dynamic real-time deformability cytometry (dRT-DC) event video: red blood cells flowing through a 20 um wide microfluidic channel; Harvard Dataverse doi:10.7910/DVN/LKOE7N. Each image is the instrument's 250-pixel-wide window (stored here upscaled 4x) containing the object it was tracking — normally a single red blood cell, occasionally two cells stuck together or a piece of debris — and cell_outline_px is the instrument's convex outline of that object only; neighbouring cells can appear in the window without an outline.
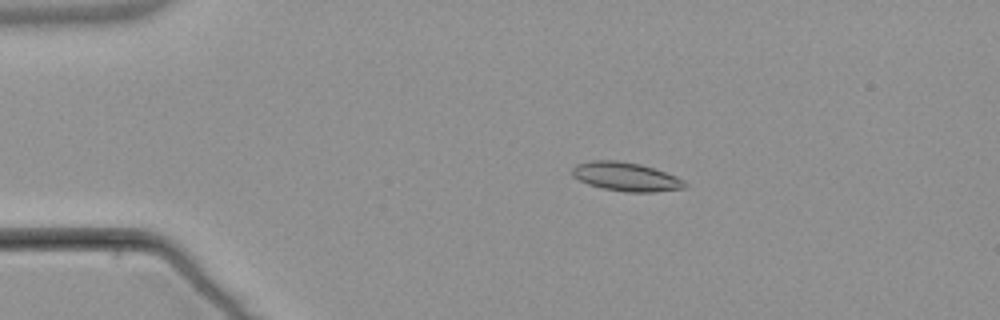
{"species": "common noctule bat (a hibernating species)", "species_latin": "Nyctalus noctula", "temperature_condition": "warm", "stored_images_in_passage": 7, "camera_frame_rate_fps": 3000, "um_per_image_px": 0.085, "animal": {"sex": "male", "body_mass_g": 21.5, "forearm_length_mm": 52.0}, "frame": {"image": 1, "passage_image": 4, "time_ms": 3.333, "image_size_px": [1000, 320], "cell_outline_px": [[688, 184], [684, 188], [652, 192], [628, 192], [600, 188], [588, 184], [572, 176], [572, 168], [576, 164], [592, 160], [616, 160], [640, 164], [676, 176], [684, 180]], "centroid_in_image_um": [53.18, 15.02], "position_along_channel_um": 31.8, "area_um2": 18.84}}
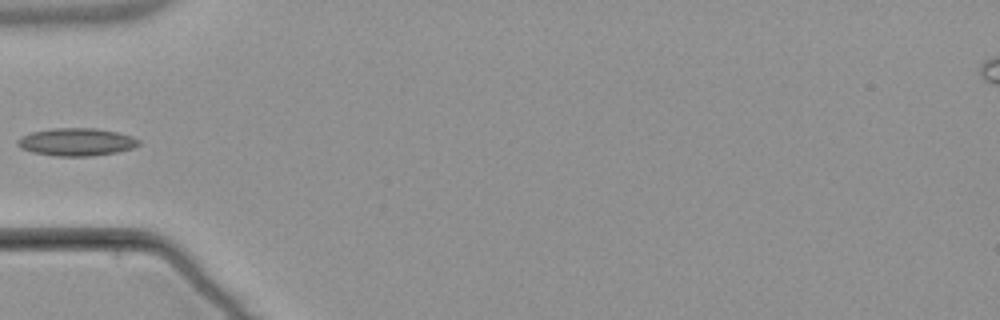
{"frame": {"image": 2, "passage_image": 6, "time_ms": 6.0, "image_size_px": [1000, 320], "cell_outline_px": [[140, 144], [132, 148], [116, 152], [92, 156], [56, 156], [32, 152], [20, 148], [16, 144], [16, 140], [32, 132], [56, 128], [96, 128], [116, 132], [132, 136], [140, 140]], "centroid_in_image_um": [6.5, 12.07], "position_along_channel_um": 78.5, "area_um2": 19.48}}
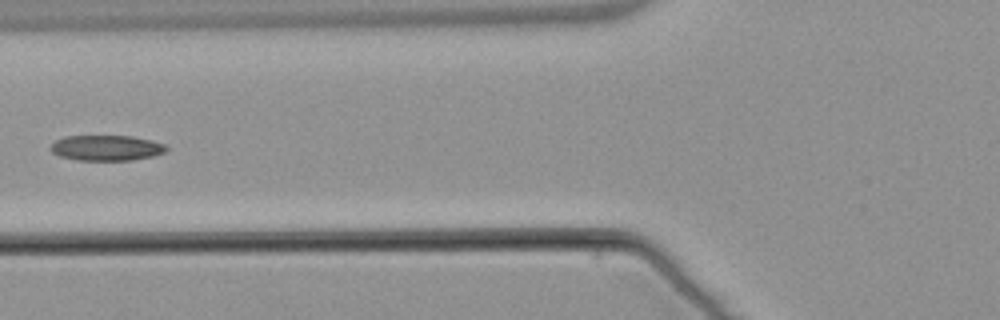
{"frame": {"image": 3, "passage_image": 7, "time_ms": 7.0, "image_size_px": [1000, 320], "cell_outline_px": [[168, 148], [164, 152], [152, 156], [132, 160], [76, 160], [60, 156], [52, 152], [48, 148], [56, 140], [64, 136], [132, 136], [164, 144]], "centroid_in_image_um": [9.0, 12.57], "position_along_channel_um": 116.8, "area_um2": 17.05}}